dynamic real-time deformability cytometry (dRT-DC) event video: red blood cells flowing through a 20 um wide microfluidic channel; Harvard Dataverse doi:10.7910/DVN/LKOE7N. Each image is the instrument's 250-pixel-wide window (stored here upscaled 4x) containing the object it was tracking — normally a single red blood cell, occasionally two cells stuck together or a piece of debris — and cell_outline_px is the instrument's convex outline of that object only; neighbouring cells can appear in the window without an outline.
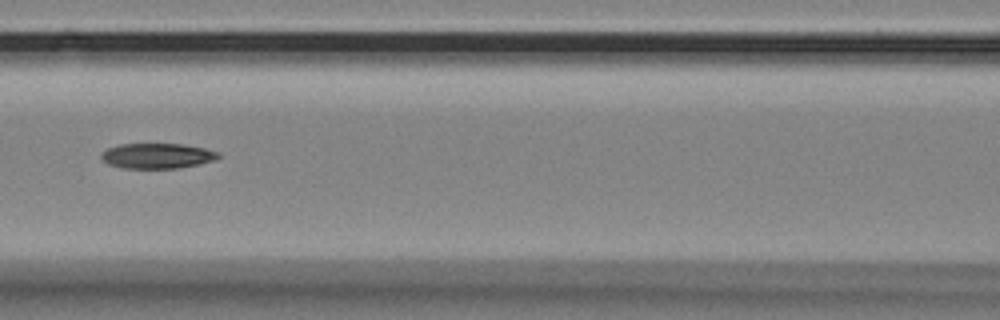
{"species": "Egyptian fruit bat (a non-hibernating species)", "species_latin": "Rousettus aegyptiacus", "temperature_condition": "room temperature", "stored_images_in_passage": 4, "camera_frame_rate_fps": 3000, "um_per_image_px": 0.085, "animal": {"sex": "female"}, "frame": {"image": 1, "passage_image": 3, "time_ms": 2.333, "image_size_px": [1000, 320], "cell_outline_px": [[220, 156], [216, 160], [200, 164], [176, 168], [124, 168], [108, 164], [100, 156], [108, 148], [120, 144], [184, 144], [204, 148], [220, 152]], "centroid_in_image_um": [13.41, 13.24], "position_along_channel_um": 153.2, "area_um2": 17.17}}
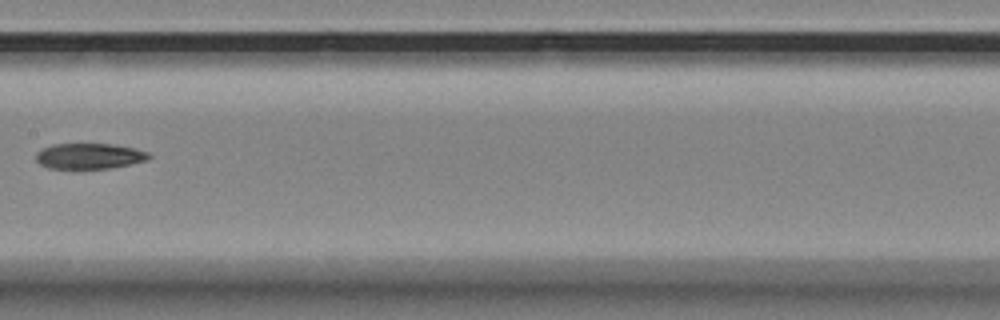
{"frame": {"image": 2, "passage_image": 4, "time_ms": 3.667, "image_size_px": [1000, 320], "cell_outline_px": [[152, 156], [148, 160], [108, 168], [48, 168], [40, 164], [36, 160], [36, 152], [52, 144], [112, 144], [132, 148], [148, 152]], "centroid_in_image_um": [7.58, 13.26], "position_along_channel_um": 199.8, "area_um2": 16.65}}